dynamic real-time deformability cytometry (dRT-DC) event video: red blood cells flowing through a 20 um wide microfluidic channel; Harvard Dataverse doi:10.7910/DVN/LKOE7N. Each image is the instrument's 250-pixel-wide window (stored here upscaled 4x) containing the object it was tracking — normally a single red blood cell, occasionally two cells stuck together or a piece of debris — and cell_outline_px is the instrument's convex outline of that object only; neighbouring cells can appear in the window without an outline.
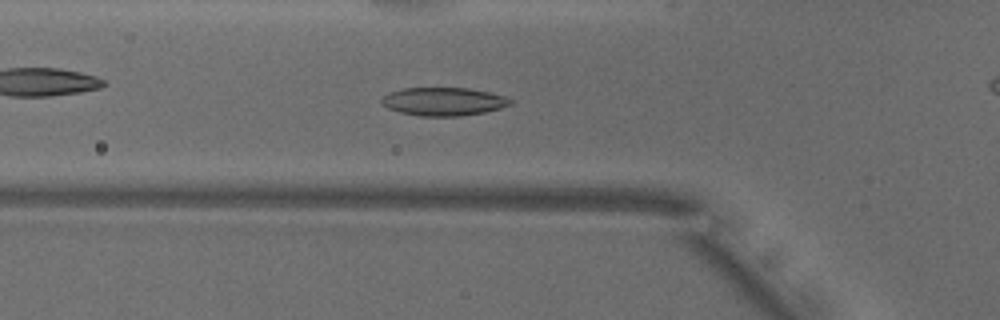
{"species": "common noctule bat (a hibernating species)", "species_latin": "Nyctalus noctula", "temperature_condition": "warm", "stored_images_in_passage": 52, "camera_frame_rate_fps": 3000, "um_per_image_px": 0.085, "animal": {"sex": "male", "body_mass_g": 18.8}, "frame": {"image": 1, "passage_image": 16, "time_ms": 5.0, "image_size_px": [1000, 320], "cell_outline_px": [[512, 104], [500, 108], [484, 112], [460, 116], [420, 116], [400, 112], [388, 108], [380, 104], [380, 100], [388, 92], [404, 88], [468, 88], [488, 92], [504, 96], [512, 100]], "centroid_in_image_um": [37.67, 8.63], "position_along_channel_um": 88.1, "area_um2": 21.15}}
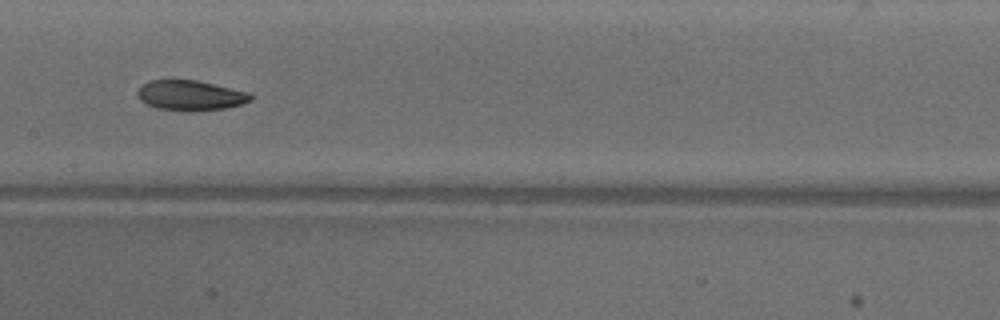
{"frame": {"image": 2, "passage_image": 24, "time_ms": 7.667, "image_size_px": [1000, 320], "cell_outline_px": [[252, 100], [240, 104], [224, 108], [156, 108], [140, 100], [136, 96], [136, 92], [148, 80], [196, 80], [248, 92], [252, 96]], "centroid_in_image_um": [16.15, 8.05], "position_along_channel_um": 191.3, "area_um2": 18.79}}
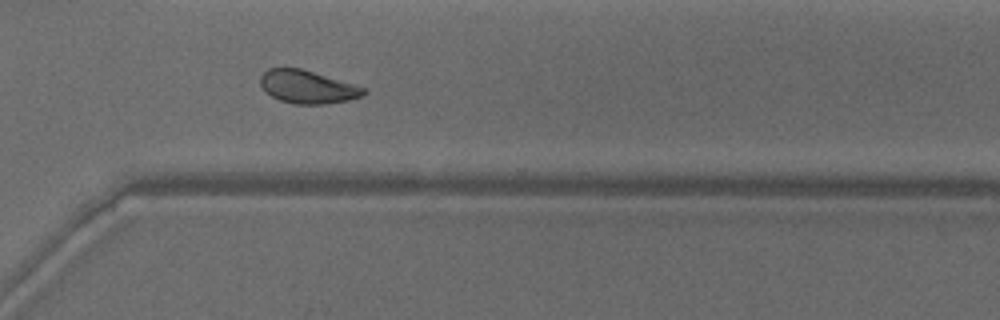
{"frame": {"image": 3, "passage_image": 36, "time_ms": 11.667, "image_size_px": [1000, 320], "cell_outline_px": [[368, 92], [360, 96], [348, 100], [324, 104], [296, 104], [280, 100], [264, 92], [260, 84], [260, 76], [268, 68], [300, 68], [368, 88]], "centroid_in_image_um": [26.13, 7.38], "position_along_channel_um": 344.5, "area_um2": 19.88}, "authors_computed_cell_mechanics": {"area_um2": 20.9814, "velocity_mm_per_s": 3.8415, "shape_relaxation_time_tau1_ms": 8.8293, "shape_relaxation_time_tau2_ms": 3.8181, "deformation_change_tau1": 0.184, "deformation_change_tau2": 0.0796}}